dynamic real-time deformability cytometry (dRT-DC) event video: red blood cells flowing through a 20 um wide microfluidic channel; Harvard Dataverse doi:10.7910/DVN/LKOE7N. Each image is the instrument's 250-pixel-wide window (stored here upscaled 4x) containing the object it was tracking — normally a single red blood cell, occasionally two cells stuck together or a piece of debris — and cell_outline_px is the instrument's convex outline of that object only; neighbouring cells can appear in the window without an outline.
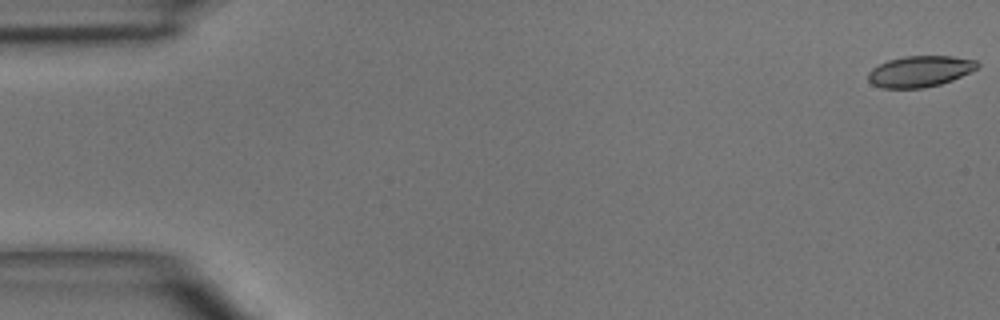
{"species": "common noctule bat (a hibernating species)", "species_latin": "Nyctalus noctula", "temperature_condition": "room temperature", "stored_images_in_passage": 5, "camera_frame_rate_fps": 3000, "um_per_image_px": 0.085, "animal": {"sex": "male", "body_mass_g": 15.6}, "frame": {"image": 1, "passage_image": 1, "time_ms": 0.0, "image_size_px": [1000, 320], "cell_outline_px": [[980, 64], [976, 68], [952, 80], [940, 84], [924, 88], [884, 88], [872, 84], [868, 80], [868, 72], [872, 68], [888, 60], [904, 56], [952, 56], [976, 60]], "centroid_in_image_um": [78.17, 6.06], "position_along_channel_um": 6.8, "area_um2": 19.65}}
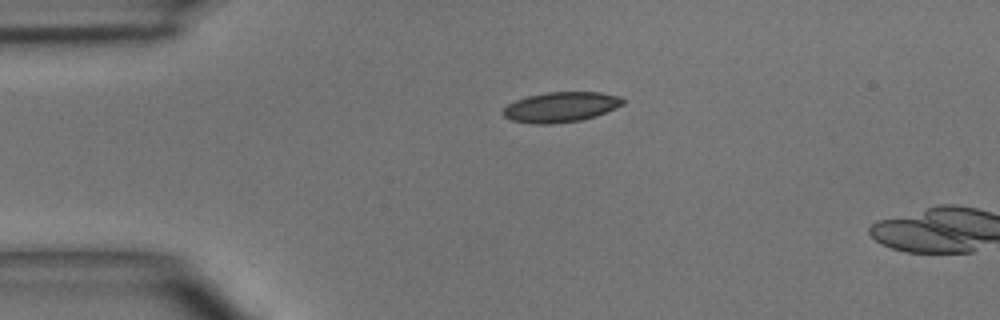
{"frame": {"image": 2, "passage_image": 4, "time_ms": 3.333, "image_size_px": [1000, 320], "cell_outline_px": [[624, 104], [616, 108], [580, 120], [548, 124], [532, 124], [512, 120], [504, 116], [504, 108], [508, 104], [516, 100], [528, 96], [548, 92], [600, 92], [620, 96], [624, 100]], "centroid_in_image_um": [47.67, 9.09], "position_along_channel_um": 37.3, "area_um2": 20.75}}